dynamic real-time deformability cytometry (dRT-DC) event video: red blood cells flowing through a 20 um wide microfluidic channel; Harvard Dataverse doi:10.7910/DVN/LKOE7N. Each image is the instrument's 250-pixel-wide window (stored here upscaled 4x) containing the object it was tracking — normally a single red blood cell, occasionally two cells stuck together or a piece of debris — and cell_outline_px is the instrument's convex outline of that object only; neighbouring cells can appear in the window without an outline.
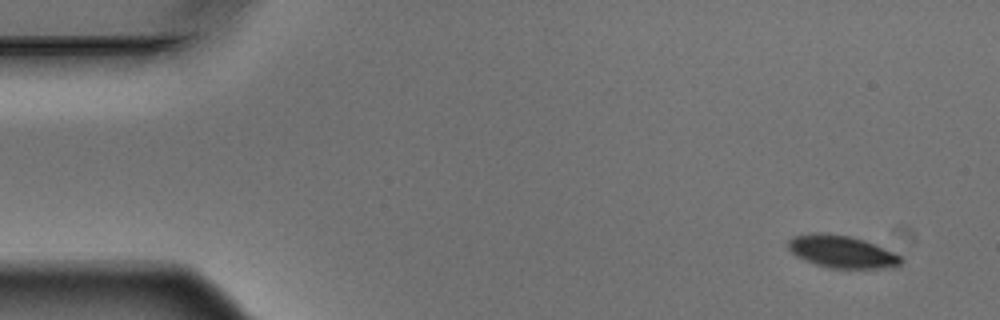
{"species": "Egyptian fruit bat (a non-hibernating species)", "species_latin": "Rousettus aegyptiacus", "temperature_condition": "warm", "stored_images_in_passage": 4, "camera_frame_rate_fps": 3000, "um_per_image_px": 0.085, "animal": {"sex": "male"}, "frame": {"image": 1, "passage_image": 1, "time_ms": 0.0, "image_size_px": [1000, 320], "cell_outline_px": [[904, 260], [900, 264], [884, 268], [828, 268], [804, 260], [796, 256], [788, 248], [788, 240], [792, 236], [812, 232], [820, 232], [852, 236], [876, 244], [900, 256]], "centroid_in_image_um": [71.51, 21.37], "position_along_channel_um": 13.5, "area_um2": 21.39}}
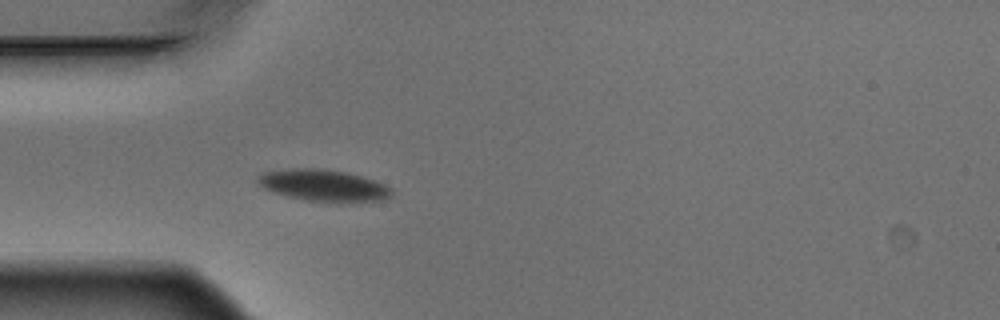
{"frame": {"image": 2, "passage_image": 4, "time_ms": 1.0, "image_size_px": [1000, 320], "cell_outline_px": [[392, 196], [384, 200], [308, 200], [288, 196], [272, 192], [264, 188], [256, 180], [264, 172], [296, 168], [316, 168], [344, 172], [376, 180], [392, 188]], "centroid_in_image_um": [27.5, 15.73], "position_along_channel_um": 57.5, "area_um2": 23.81}}